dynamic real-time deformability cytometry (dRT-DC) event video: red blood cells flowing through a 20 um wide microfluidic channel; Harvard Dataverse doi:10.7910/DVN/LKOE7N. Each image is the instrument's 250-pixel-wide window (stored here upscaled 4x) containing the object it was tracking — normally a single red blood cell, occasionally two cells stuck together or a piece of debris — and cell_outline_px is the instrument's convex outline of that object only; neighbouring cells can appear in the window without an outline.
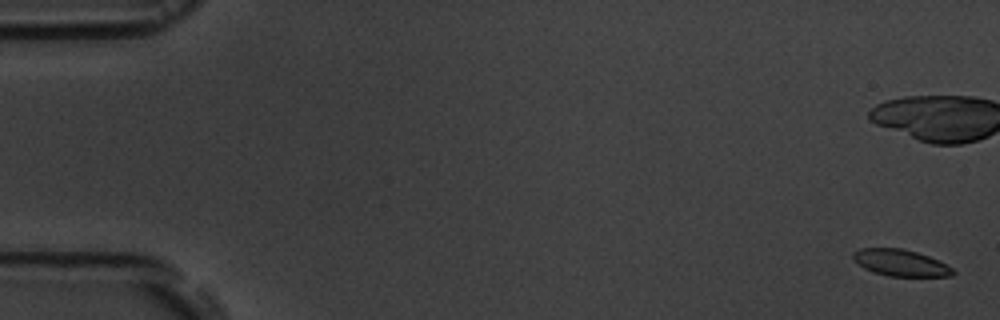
{"species": "common noctule bat (a hibernating species)", "species_latin": "Nyctalus noctula", "temperature_condition": "room temperature", "stored_images_in_passage": 8, "camera_frame_rate_fps": 3000, "um_per_image_px": 0.085, "animal": {"sex": "male", "body_mass_g": 19.5, "forearm_length_mm": 54.6}, "frame": {"image": 1, "passage_image": 1, "time_ms": 0.0, "image_size_px": [1000, 320], "cell_outline_px": [[956, 272], [952, 276], [888, 276], [864, 268], [852, 256], [852, 252], [860, 248], [900, 248], [916, 252], [928, 256], [952, 268]], "centroid_in_image_um": [76.54, 22.33], "position_along_channel_um": 8.5, "area_um2": 15.14}}